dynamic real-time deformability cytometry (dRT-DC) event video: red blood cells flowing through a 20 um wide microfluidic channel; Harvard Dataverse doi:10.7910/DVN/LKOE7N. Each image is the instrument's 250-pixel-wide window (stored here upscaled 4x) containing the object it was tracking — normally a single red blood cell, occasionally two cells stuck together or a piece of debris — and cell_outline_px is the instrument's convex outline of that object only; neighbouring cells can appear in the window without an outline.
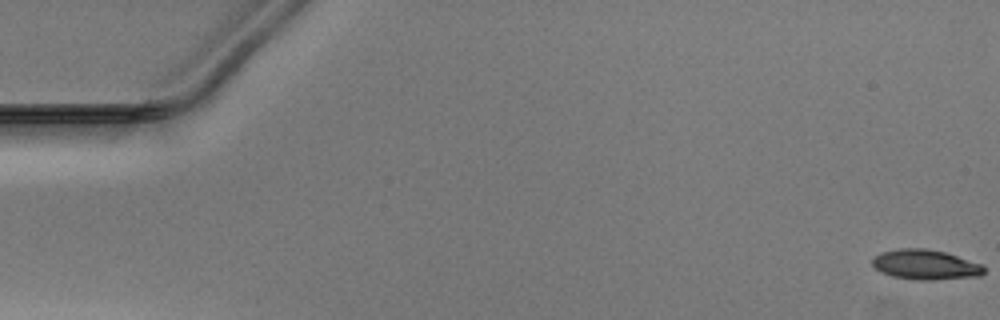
{"species": "Egyptian fruit bat (a non-hibernating species)", "species_latin": "Rousettus aegyptiacus", "temperature_condition": "warm", "stored_images_in_passage": 49, "camera_frame_rate_fps": 3000, "um_per_image_px": 0.085, "animal": {"sex": "male"}, "frame": {"image": 1, "passage_image": 1, "time_ms": 0.0, "image_size_px": [1000, 320], "cell_outline_px": [[984, 272], [980, 276], [932, 280], [916, 280], [892, 276], [880, 272], [872, 264], [872, 260], [880, 252], [900, 248], [924, 248], [944, 252], [984, 264]], "centroid_in_image_um": [78.67, 22.5], "position_along_channel_um": 6.3, "area_um2": 19.54}}
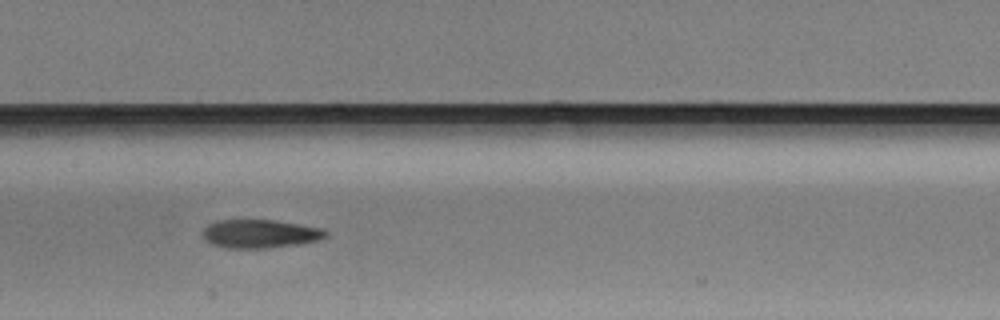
{"frame": {"image": 2, "passage_image": 26, "time_ms": 8.333, "image_size_px": [1000, 320], "cell_outline_px": [[328, 236], [320, 240], [296, 244], [268, 248], [228, 248], [212, 244], [204, 236], [204, 228], [208, 224], [220, 220], [276, 220], [324, 228], [328, 232]], "centroid_in_image_um": [22.17, 19.86], "position_along_channel_um": 185.2, "area_um2": 20.35}}
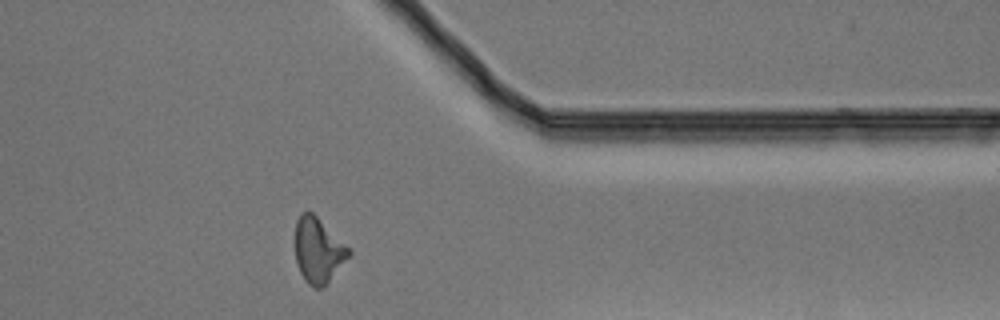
{"frame": {"image": 3, "passage_image": 42, "time_ms": 13.667, "image_size_px": [1000, 320], "cell_outline_px": [[352, 252], [324, 288], [312, 288], [304, 280], [296, 264], [296, 220], [300, 212], [308, 208], [352, 248]], "centroid_in_image_um": [27.06, 21.25], "position_along_channel_um": 384.3, "area_um2": 20.87}}